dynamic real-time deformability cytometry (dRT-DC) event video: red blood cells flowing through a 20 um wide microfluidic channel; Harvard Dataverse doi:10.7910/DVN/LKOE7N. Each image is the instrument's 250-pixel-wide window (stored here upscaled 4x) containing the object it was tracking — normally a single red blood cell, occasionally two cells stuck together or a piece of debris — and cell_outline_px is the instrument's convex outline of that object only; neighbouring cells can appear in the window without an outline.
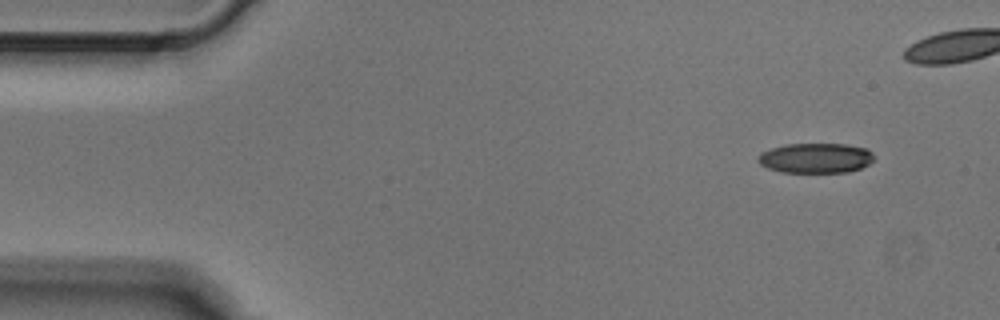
{"species": "Egyptian fruit bat (a non-hibernating species)", "species_latin": "Rousettus aegyptiacus", "temperature_condition": "cold", "stored_images_in_passage": 4, "camera_frame_rate_fps": 3000, "um_per_image_px": 0.085, "animal": {"sex": "male"}, "frame": {"image": 1, "passage_image": 1, "time_ms": 0.0, "image_size_px": [1000, 320], "cell_outline_px": [[876, 156], [868, 164], [860, 168], [848, 172], [780, 172], [768, 168], [760, 164], [756, 160], [756, 156], [760, 152], [784, 144], [848, 144], [868, 148]], "centroid_in_image_um": [69.32, 13.42], "position_along_channel_um": 15.7, "area_um2": 20.52}}